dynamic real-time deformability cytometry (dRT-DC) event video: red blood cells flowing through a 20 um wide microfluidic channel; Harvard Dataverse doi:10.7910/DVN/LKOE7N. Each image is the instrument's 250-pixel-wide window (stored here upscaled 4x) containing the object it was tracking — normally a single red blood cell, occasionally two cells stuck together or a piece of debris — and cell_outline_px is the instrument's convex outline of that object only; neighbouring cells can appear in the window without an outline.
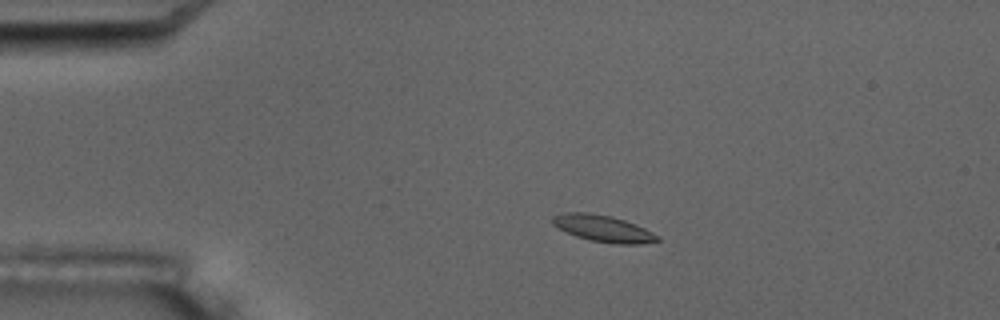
{"species": "common noctule bat (a hibernating species)", "species_latin": "Nyctalus noctula", "temperature_condition": "room temperature", "stored_images_in_passage": 5, "camera_frame_rate_fps": 3000, "um_per_image_px": 0.085, "animal": {"sex": "male", "body_mass_g": 17.5, "forearm_length_mm": 52.3}, "frame": {"image": 1, "passage_image": 3, "time_ms": 2.333, "image_size_px": [1000, 320], "cell_outline_px": [[660, 240], [640, 244], [616, 244], [588, 240], [576, 236], [552, 224], [552, 216], [564, 212], [588, 212], [612, 216], [636, 224], [660, 236]], "centroid_in_image_um": [51.28, 19.42], "position_along_channel_um": 33.7, "area_um2": 16.3}}
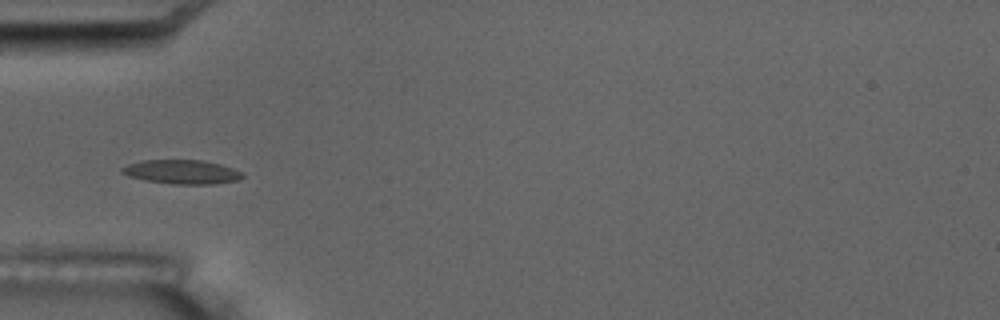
{"frame": {"image": 2, "passage_image": 5, "time_ms": 4.667, "image_size_px": [1000, 320], "cell_outline_px": [[244, 176], [240, 180], [212, 184], [172, 184], [148, 180], [128, 176], [120, 172], [120, 168], [128, 164], [140, 160], [200, 160], [220, 164], [232, 168], [240, 172]], "centroid_in_image_um": [15.43, 14.61], "position_along_channel_um": 69.6, "area_um2": 16.82}}